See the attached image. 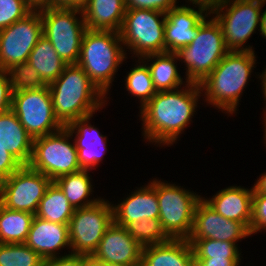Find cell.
<instances>
[{
  "mask_svg": "<svg viewBox=\"0 0 266 266\" xmlns=\"http://www.w3.org/2000/svg\"><path fill=\"white\" fill-rule=\"evenodd\" d=\"M165 19L166 13L156 10H126L119 33L127 58L131 54L134 62V58L165 53Z\"/></svg>",
  "mask_w": 266,
  "mask_h": 266,
  "instance_id": "ba28073f",
  "label": "cell"
},
{
  "mask_svg": "<svg viewBox=\"0 0 266 266\" xmlns=\"http://www.w3.org/2000/svg\"><path fill=\"white\" fill-rule=\"evenodd\" d=\"M94 114L75 119L65 126L70 132L77 149L78 161L82 169L95 170L107 153V138L91 124Z\"/></svg>",
  "mask_w": 266,
  "mask_h": 266,
  "instance_id": "ac0fdd59",
  "label": "cell"
},
{
  "mask_svg": "<svg viewBox=\"0 0 266 266\" xmlns=\"http://www.w3.org/2000/svg\"><path fill=\"white\" fill-rule=\"evenodd\" d=\"M90 263V256L69 254L46 259L43 262V266H88Z\"/></svg>",
  "mask_w": 266,
  "mask_h": 266,
  "instance_id": "74e56055",
  "label": "cell"
},
{
  "mask_svg": "<svg viewBox=\"0 0 266 266\" xmlns=\"http://www.w3.org/2000/svg\"><path fill=\"white\" fill-rule=\"evenodd\" d=\"M27 62L39 73L46 85L56 80L67 66L51 42L44 36L38 40L32 49Z\"/></svg>",
  "mask_w": 266,
  "mask_h": 266,
  "instance_id": "4316f807",
  "label": "cell"
},
{
  "mask_svg": "<svg viewBox=\"0 0 266 266\" xmlns=\"http://www.w3.org/2000/svg\"><path fill=\"white\" fill-rule=\"evenodd\" d=\"M191 244L194 258L242 259L239 244L215 239H187ZM240 249V250H239Z\"/></svg>",
  "mask_w": 266,
  "mask_h": 266,
  "instance_id": "4dcf8cb0",
  "label": "cell"
},
{
  "mask_svg": "<svg viewBox=\"0 0 266 266\" xmlns=\"http://www.w3.org/2000/svg\"><path fill=\"white\" fill-rule=\"evenodd\" d=\"M257 57L251 51H229L212 72L199 84L202 104L228 117L238 113L241 96L251 81ZM204 96V97H203Z\"/></svg>",
  "mask_w": 266,
  "mask_h": 266,
  "instance_id": "7a4b0ae2",
  "label": "cell"
},
{
  "mask_svg": "<svg viewBox=\"0 0 266 266\" xmlns=\"http://www.w3.org/2000/svg\"><path fill=\"white\" fill-rule=\"evenodd\" d=\"M74 211L65 194L52 182L40 200L35 216L53 223L69 225Z\"/></svg>",
  "mask_w": 266,
  "mask_h": 266,
  "instance_id": "f1b7e54d",
  "label": "cell"
},
{
  "mask_svg": "<svg viewBox=\"0 0 266 266\" xmlns=\"http://www.w3.org/2000/svg\"><path fill=\"white\" fill-rule=\"evenodd\" d=\"M32 11L25 0H0V30L25 18Z\"/></svg>",
  "mask_w": 266,
  "mask_h": 266,
  "instance_id": "e575fe53",
  "label": "cell"
},
{
  "mask_svg": "<svg viewBox=\"0 0 266 266\" xmlns=\"http://www.w3.org/2000/svg\"><path fill=\"white\" fill-rule=\"evenodd\" d=\"M94 266H126L112 262H91Z\"/></svg>",
  "mask_w": 266,
  "mask_h": 266,
  "instance_id": "c3c4849f",
  "label": "cell"
},
{
  "mask_svg": "<svg viewBox=\"0 0 266 266\" xmlns=\"http://www.w3.org/2000/svg\"><path fill=\"white\" fill-rule=\"evenodd\" d=\"M24 243L44 260L69 255V225L53 223L35 216ZM64 249L69 250L63 253Z\"/></svg>",
  "mask_w": 266,
  "mask_h": 266,
  "instance_id": "ffe728a7",
  "label": "cell"
},
{
  "mask_svg": "<svg viewBox=\"0 0 266 266\" xmlns=\"http://www.w3.org/2000/svg\"><path fill=\"white\" fill-rule=\"evenodd\" d=\"M44 259L25 243H0V266H43Z\"/></svg>",
  "mask_w": 266,
  "mask_h": 266,
  "instance_id": "d6a6232c",
  "label": "cell"
},
{
  "mask_svg": "<svg viewBox=\"0 0 266 266\" xmlns=\"http://www.w3.org/2000/svg\"><path fill=\"white\" fill-rule=\"evenodd\" d=\"M89 169L66 174L58 177L53 182L65 194L69 203L74 209L91 206L102 198L98 195L94 197L93 193L94 180H92ZM93 196V198H92Z\"/></svg>",
  "mask_w": 266,
  "mask_h": 266,
  "instance_id": "484cf974",
  "label": "cell"
},
{
  "mask_svg": "<svg viewBox=\"0 0 266 266\" xmlns=\"http://www.w3.org/2000/svg\"><path fill=\"white\" fill-rule=\"evenodd\" d=\"M135 65L127 72L124 88L128 95L136 97L141 109L157 92L154 88L147 64L141 58H134Z\"/></svg>",
  "mask_w": 266,
  "mask_h": 266,
  "instance_id": "f546056e",
  "label": "cell"
},
{
  "mask_svg": "<svg viewBox=\"0 0 266 266\" xmlns=\"http://www.w3.org/2000/svg\"><path fill=\"white\" fill-rule=\"evenodd\" d=\"M127 59L129 57L119 32L86 29L77 65L106 97L110 94L118 70Z\"/></svg>",
  "mask_w": 266,
  "mask_h": 266,
  "instance_id": "277c9868",
  "label": "cell"
},
{
  "mask_svg": "<svg viewBox=\"0 0 266 266\" xmlns=\"http://www.w3.org/2000/svg\"><path fill=\"white\" fill-rule=\"evenodd\" d=\"M228 0H185V3L204 8L208 13L216 10Z\"/></svg>",
  "mask_w": 266,
  "mask_h": 266,
  "instance_id": "b9f144b4",
  "label": "cell"
},
{
  "mask_svg": "<svg viewBox=\"0 0 266 266\" xmlns=\"http://www.w3.org/2000/svg\"><path fill=\"white\" fill-rule=\"evenodd\" d=\"M266 0H228L210 14L219 23L229 51L255 52L246 45L256 30L260 33L262 7Z\"/></svg>",
  "mask_w": 266,
  "mask_h": 266,
  "instance_id": "52a82bcc",
  "label": "cell"
},
{
  "mask_svg": "<svg viewBox=\"0 0 266 266\" xmlns=\"http://www.w3.org/2000/svg\"><path fill=\"white\" fill-rule=\"evenodd\" d=\"M86 0H51V8H77L82 9Z\"/></svg>",
  "mask_w": 266,
  "mask_h": 266,
  "instance_id": "7bdbcfd3",
  "label": "cell"
},
{
  "mask_svg": "<svg viewBox=\"0 0 266 266\" xmlns=\"http://www.w3.org/2000/svg\"><path fill=\"white\" fill-rule=\"evenodd\" d=\"M33 140L12 110L0 113V145L23 166L31 160Z\"/></svg>",
  "mask_w": 266,
  "mask_h": 266,
  "instance_id": "603a6c76",
  "label": "cell"
},
{
  "mask_svg": "<svg viewBox=\"0 0 266 266\" xmlns=\"http://www.w3.org/2000/svg\"><path fill=\"white\" fill-rule=\"evenodd\" d=\"M142 249L143 247L131 237L124 226L113 222L90 259L91 262L141 266Z\"/></svg>",
  "mask_w": 266,
  "mask_h": 266,
  "instance_id": "2e32d148",
  "label": "cell"
},
{
  "mask_svg": "<svg viewBox=\"0 0 266 266\" xmlns=\"http://www.w3.org/2000/svg\"><path fill=\"white\" fill-rule=\"evenodd\" d=\"M261 22H260V35L262 38L266 39V9H262Z\"/></svg>",
  "mask_w": 266,
  "mask_h": 266,
  "instance_id": "7dc6e473",
  "label": "cell"
},
{
  "mask_svg": "<svg viewBox=\"0 0 266 266\" xmlns=\"http://www.w3.org/2000/svg\"><path fill=\"white\" fill-rule=\"evenodd\" d=\"M48 87L55 117L63 127L75 119L96 114L108 105L107 99H110L77 64L67 65Z\"/></svg>",
  "mask_w": 266,
  "mask_h": 266,
  "instance_id": "3957f363",
  "label": "cell"
},
{
  "mask_svg": "<svg viewBox=\"0 0 266 266\" xmlns=\"http://www.w3.org/2000/svg\"><path fill=\"white\" fill-rule=\"evenodd\" d=\"M12 88L6 71L0 70V113L11 110Z\"/></svg>",
  "mask_w": 266,
  "mask_h": 266,
  "instance_id": "ab89813d",
  "label": "cell"
},
{
  "mask_svg": "<svg viewBox=\"0 0 266 266\" xmlns=\"http://www.w3.org/2000/svg\"><path fill=\"white\" fill-rule=\"evenodd\" d=\"M126 10L130 9H146L156 10L167 13L173 9L180 1L179 0H124Z\"/></svg>",
  "mask_w": 266,
  "mask_h": 266,
  "instance_id": "8d00e7d4",
  "label": "cell"
},
{
  "mask_svg": "<svg viewBox=\"0 0 266 266\" xmlns=\"http://www.w3.org/2000/svg\"><path fill=\"white\" fill-rule=\"evenodd\" d=\"M266 232V194H253L250 235Z\"/></svg>",
  "mask_w": 266,
  "mask_h": 266,
  "instance_id": "d590c367",
  "label": "cell"
},
{
  "mask_svg": "<svg viewBox=\"0 0 266 266\" xmlns=\"http://www.w3.org/2000/svg\"><path fill=\"white\" fill-rule=\"evenodd\" d=\"M28 166L52 181L80 171L82 168L78 161L77 149L68 129L62 127L54 133L34 138Z\"/></svg>",
  "mask_w": 266,
  "mask_h": 266,
  "instance_id": "30bf717a",
  "label": "cell"
},
{
  "mask_svg": "<svg viewBox=\"0 0 266 266\" xmlns=\"http://www.w3.org/2000/svg\"><path fill=\"white\" fill-rule=\"evenodd\" d=\"M141 59L149 68L156 92L175 90L188 83L179 71V58L176 53L148 54Z\"/></svg>",
  "mask_w": 266,
  "mask_h": 266,
  "instance_id": "d4e9b609",
  "label": "cell"
},
{
  "mask_svg": "<svg viewBox=\"0 0 266 266\" xmlns=\"http://www.w3.org/2000/svg\"><path fill=\"white\" fill-rule=\"evenodd\" d=\"M228 52L221 27L209 13L199 24L192 42L176 54L186 70L182 73L186 81L200 84Z\"/></svg>",
  "mask_w": 266,
  "mask_h": 266,
  "instance_id": "5b68a950",
  "label": "cell"
},
{
  "mask_svg": "<svg viewBox=\"0 0 266 266\" xmlns=\"http://www.w3.org/2000/svg\"><path fill=\"white\" fill-rule=\"evenodd\" d=\"M11 110L33 139L63 127L55 117L48 85L41 89L13 92Z\"/></svg>",
  "mask_w": 266,
  "mask_h": 266,
  "instance_id": "7c38bea8",
  "label": "cell"
},
{
  "mask_svg": "<svg viewBox=\"0 0 266 266\" xmlns=\"http://www.w3.org/2000/svg\"><path fill=\"white\" fill-rule=\"evenodd\" d=\"M255 74L257 75L256 78L259 79L261 81V92L263 93L262 96H263V101H265L264 103V108L263 109V112L266 111V68H264V70L262 71V73H259L257 74L255 72Z\"/></svg>",
  "mask_w": 266,
  "mask_h": 266,
  "instance_id": "bcb514c9",
  "label": "cell"
},
{
  "mask_svg": "<svg viewBox=\"0 0 266 266\" xmlns=\"http://www.w3.org/2000/svg\"><path fill=\"white\" fill-rule=\"evenodd\" d=\"M39 11L43 36L67 65L77 64L82 37L87 29L82 10L46 7Z\"/></svg>",
  "mask_w": 266,
  "mask_h": 266,
  "instance_id": "9c48e42d",
  "label": "cell"
},
{
  "mask_svg": "<svg viewBox=\"0 0 266 266\" xmlns=\"http://www.w3.org/2000/svg\"><path fill=\"white\" fill-rule=\"evenodd\" d=\"M141 266H195L192 246L187 239L144 246Z\"/></svg>",
  "mask_w": 266,
  "mask_h": 266,
  "instance_id": "7402d4cb",
  "label": "cell"
},
{
  "mask_svg": "<svg viewBox=\"0 0 266 266\" xmlns=\"http://www.w3.org/2000/svg\"><path fill=\"white\" fill-rule=\"evenodd\" d=\"M253 194H266V172L260 174L253 185Z\"/></svg>",
  "mask_w": 266,
  "mask_h": 266,
  "instance_id": "ee69618b",
  "label": "cell"
},
{
  "mask_svg": "<svg viewBox=\"0 0 266 266\" xmlns=\"http://www.w3.org/2000/svg\"><path fill=\"white\" fill-rule=\"evenodd\" d=\"M159 219L170 239H188L193 228L194 212L202 195L177 183L156 178Z\"/></svg>",
  "mask_w": 266,
  "mask_h": 266,
  "instance_id": "8992f818",
  "label": "cell"
},
{
  "mask_svg": "<svg viewBox=\"0 0 266 266\" xmlns=\"http://www.w3.org/2000/svg\"><path fill=\"white\" fill-rule=\"evenodd\" d=\"M201 97L200 85L190 82L175 90L157 92L138 112L143 141L160 148L178 143L185 129L191 127Z\"/></svg>",
  "mask_w": 266,
  "mask_h": 266,
  "instance_id": "6da1fadb",
  "label": "cell"
},
{
  "mask_svg": "<svg viewBox=\"0 0 266 266\" xmlns=\"http://www.w3.org/2000/svg\"><path fill=\"white\" fill-rule=\"evenodd\" d=\"M125 229L142 247L161 244L170 240L164 232L159 218L133 221L128 223Z\"/></svg>",
  "mask_w": 266,
  "mask_h": 266,
  "instance_id": "1f68e13d",
  "label": "cell"
},
{
  "mask_svg": "<svg viewBox=\"0 0 266 266\" xmlns=\"http://www.w3.org/2000/svg\"><path fill=\"white\" fill-rule=\"evenodd\" d=\"M23 165L0 145V182L10 177L15 171Z\"/></svg>",
  "mask_w": 266,
  "mask_h": 266,
  "instance_id": "f35d334b",
  "label": "cell"
},
{
  "mask_svg": "<svg viewBox=\"0 0 266 266\" xmlns=\"http://www.w3.org/2000/svg\"><path fill=\"white\" fill-rule=\"evenodd\" d=\"M248 237H251L250 232L242 223L223 217L203 199L197 203L188 239H215L238 244Z\"/></svg>",
  "mask_w": 266,
  "mask_h": 266,
  "instance_id": "9a60e30c",
  "label": "cell"
},
{
  "mask_svg": "<svg viewBox=\"0 0 266 266\" xmlns=\"http://www.w3.org/2000/svg\"><path fill=\"white\" fill-rule=\"evenodd\" d=\"M81 10L87 29L120 32L126 6L124 0H86Z\"/></svg>",
  "mask_w": 266,
  "mask_h": 266,
  "instance_id": "cb8c5ba5",
  "label": "cell"
},
{
  "mask_svg": "<svg viewBox=\"0 0 266 266\" xmlns=\"http://www.w3.org/2000/svg\"><path fill=\"white\" fill-rule=\"evenodd\" d=\"M253 186L231 185L219 189L212 197L202 199L217 213L228 220L242 223L250 232L252 217Z\"/></svg>",
  "mask_w": 266,
  "mask_h": 266,
  "instance_id": "44dd1931",
  "label": "cell"
},
{
  "mask_svg": "<svg viewBox=\"0 0 266 266\" xmlns=\"http://www.w3.org/2000/svg\"><path fill=\"white\" fill-rule=\"evenodd\" d=\"M262 115L264 116V117L262 116V119H264V120L262 121V122H263V127H264V130H263V131H264V133H263V134H264V135H263V140H264V141H263V142H264V144L266 145V111H264Z\"/></svg>",
  "mask_w": 266,
  "mask_h": 266,
  "instance_id": "681fc988",
  "label": "cell"
},
{
  "mask_svg": "<svg viewBox=\"0 0 266 266\" xmlns=\"http://www.w3.org/2000/svg\"><path fill=\"white\" fill-rule=\"evenodd\" d=\"M34 217L30 212L11 210L0 203V243H24Z\"/></svg>",
  "mask_w": 266,
  "mask_h": 266,
  "instance_id": "83f0119b",
  "label": "cell"
},
{
  "mask_svg": "<svg viewBox=\"0 0 266 266\" xmlns=\"http://www.w3.org/2000/svg\"><path fill=\"white\" fill-rule=\"evenodd\" d=\"M25 2L33 10H40L46 7H51V0H25Z\"/></svg>",
  "mask_w": 266,
  "mask_h": 266,
  "instance_id": "f6af8a7d",
  "label": "cell"
},
{
  "mask_svg": "<svg viewBox=\"0 0 266 266\" xmlns=\"http://www.w3.org/2000/svg\"><path fill=\"white\" fill-rule=\"evenodd\" d=\"M178 3L166 13L164 25L165 52L176 53L196 37L198 26L209 14L204 8Z\"/></svg>",
  "mask_w": 266,
  "mask_h": 266,
  "instance_id": "e0dca14e",
  "label": "cell"
},
{
  "mask_svg": "<svg viewBox=\"0 0 266 266\" xmlns=\"http://www.w3.org/2000/svg\"><path fill=\"white\" fill-rule=\"evenodd\" d=\"M113 222L112 203L104 197L91 206L75 209L69 223L71 254L91 257Z\"/></svg>",
  "mask_w": 266,
  "mask_h": 266,
  "instance_id": "8fae6325",
  "label": "cell"
},
{
  "mask_svg": "<svg viewBox=\"0 0 266 266\" xmlns=\"http://www.w3.org/2000/svg\"><path fill=\"white\" fill-rule=\"evenodd\" d=\"M195 266H240L242 259L194 258Z\"/></svg>",
  "mask_w": 266,
  "mask_h": 266,
  "instance_id": "60d3db41",
  "label": "cell"
},
{
  "mask_svg": "<svg viewBox=\"0 0 266 266\" xmlns=\"http://www.w3.org/2000/svg\"><path fill=\"white\" fill-rule=\"evenodd\" d=\"M121 200V201H120ZM112 202L114 222L121 226L141 219L159 218V204L156 194V178L147 184L134 188L123 199ZM115 203V204H114Z\"/></svg>",
  "mask_w": 266,
  "mask_h": 266,
  "instance_id": "d6986e66",
  "label": "cell"
},
{
  "mask_svg": "<svg viewBox=\"0 0 266 266\" xmlns=\"http://www.w3.org/2000/svg\"><path fill=\"white\" fill-rule=\"evenodd\" d=\"M5 71L11 83L12 92L41 89L47 86L28 62L12 65Z\"/></svg>",
  "mask_w": 266,
  "mask_h": 266,
  "instance_id": "836d02e7",
  "label": "cell"
},
{
  "mask_svg": "<svg viewBox=\"0 0 266 266\" xmlns=\"http://www.w3.org/2000/svg\"><path fill=\"white\" fill-rule=\"evenodd\" d=\"M52 182L43 173L22 166L0 182V203L8 209L35 215L40 200Z\"/></svg>",
  "mask_w": 266,
  "mask_h": 266,
  "instance_id": "4fadbf2b",
  "label": "cell"
},
{
  "mask_svg": "<svg viewBox=\"0 0 266 266\" xmlns=\"http://www.w3.org/2000/svg\"><path fill=\"white\" fill-rule=\"evenodd\" d=\"M43 36L39 10L0 30V70L27 62L29 54Z\"/></svg>",
  "mask_w": 266,
  "mask_h": 266,
  "instance_id": "5bb4252c",
  "label": "cell"
}]
</instances>
